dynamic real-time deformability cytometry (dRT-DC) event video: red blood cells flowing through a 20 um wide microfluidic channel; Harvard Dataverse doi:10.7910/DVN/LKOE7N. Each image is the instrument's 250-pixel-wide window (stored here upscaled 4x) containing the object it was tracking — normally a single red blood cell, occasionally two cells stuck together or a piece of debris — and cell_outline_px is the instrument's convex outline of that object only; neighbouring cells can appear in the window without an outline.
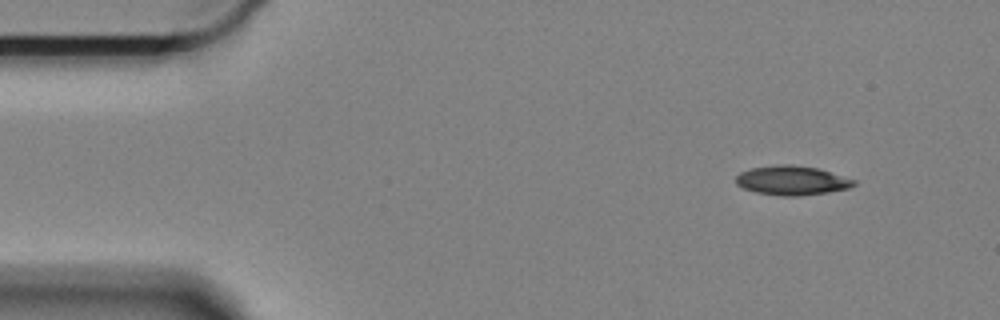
{"species": "Egyptian fruit bat (a non-hibernating species)", "species_latin": "Rousettus aegyptiacus", "temperature_condition": "cold", "stored_images_in_passage": 55, "camera_frame_rate_fps": 3000, "um_per_image_px": 0.085, "animal": {"sex": "female"}, "frame": {"image": 1, "passage_image": 1, "time_ms": 0.0, "image_size_px": [1000, 320], "cell_outline_px": [[856, 184], [848, 188], [828, 192], [800, 196], [784, 196], [756, 192], [744, 188], [736, 184], [736, 176], [740, 172], [752, 168], [780, 164], [792, 164], [816, 168], [856, 180]], "centroid_in_image_um": [67.3, 15.34], "position_along_channel_um": 17.7, "area_um2": 19.94}}
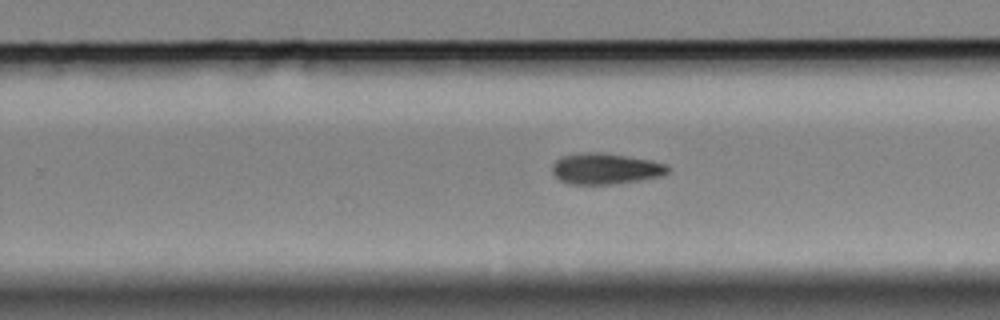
{"frame": {"image": 2, "passage_image": 32, "time_ms": 10.333, "image_size_px": [1000, 320], "cell_outline_px": [[672, 168], [668, 172], [660, 176], [640, 180], [612, 184], [568, 184], [560, 180], [552, 172], [552, 164], [556, 160], [564, 156], [584, 152], [600, 152], [652, 160], [664, 164]], "centroid_in_image_um": [51.46, 14.34], "position_along_channel_um": 278.3, "area_um2": 20.81}}
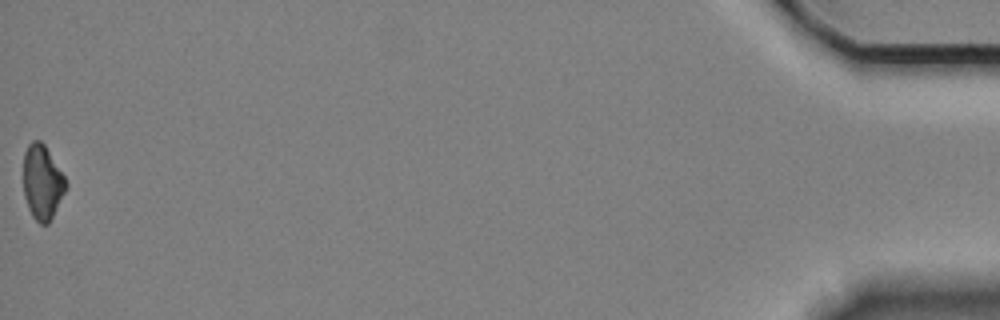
{"frame": {"image": 3, "passage_image": 55, "time_ms": 18.0, "image_size_px": [1000, 320], "cell_outline_px": [[68, 188], [48, 224], [40, 224], [32, 216], [28, 208], [24, 196], [24, 152], [28, 144], [32, 140], [40, 140], [44, 144], [64, 176], [68, 184]], "centroid_in_image_um": [3.6, 15.5], "position_along_channel_um": 431.6, "area_um2": 18.5}, "authors_computed_cell_mechanics": {"area_um2": 20.2878, "velocity_mm_per_s": 3.3083, "shape_relaxation_time_tau1_ms": 3.8281, "shape_relaxation_time_tau2_ms": null, "deformation_change_tau1": 0.1131, "deformation_change_tau2": null}}